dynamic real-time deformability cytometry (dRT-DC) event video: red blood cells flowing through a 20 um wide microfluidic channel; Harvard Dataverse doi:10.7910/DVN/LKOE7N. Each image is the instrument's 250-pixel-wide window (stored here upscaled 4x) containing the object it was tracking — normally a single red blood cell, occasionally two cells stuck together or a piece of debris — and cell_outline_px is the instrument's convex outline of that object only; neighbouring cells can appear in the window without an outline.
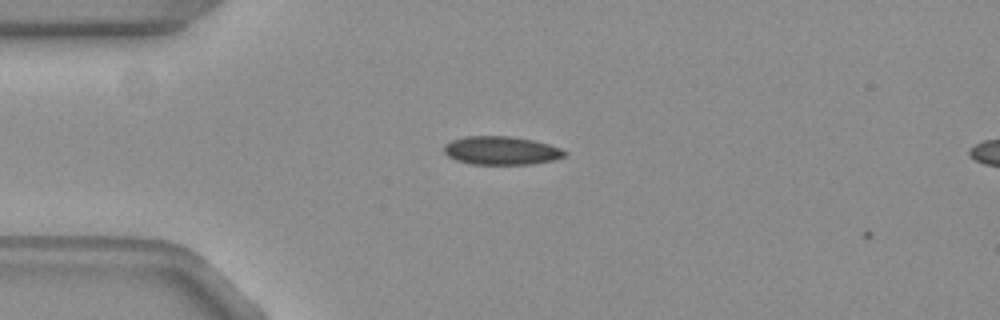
{"species": "common noctule bat (a hibernating species)", "species_latin": "Nyctalus noctula", "temperature_condition": "warm", "stored_images_in_passage": 7, "camera_frame_rate_fps": 3000, "um_per_image_px": 0.085, "animal": {"sex": "female", "body_mass_g": 19.3, "forearm_length_mm": 54.1}, "frame": {"image": 1, "passage_image": 5, "time_ms": 1.333, "image_size_px": [1000, 320], "cell_outline_px": [[568, 152], [564, 156], [552, 160], [532, 164], [472, 164], [456, 160], [448, 156], [444, 152], [444, 144], [452, 140], [464, 136], [508, 136], [532, 140], [548, 144], [560, 148]], "centroid_in_image_um": [42.58, 12.79], "position_along_channel_um": 42.4, "area_um2": 19.88}}